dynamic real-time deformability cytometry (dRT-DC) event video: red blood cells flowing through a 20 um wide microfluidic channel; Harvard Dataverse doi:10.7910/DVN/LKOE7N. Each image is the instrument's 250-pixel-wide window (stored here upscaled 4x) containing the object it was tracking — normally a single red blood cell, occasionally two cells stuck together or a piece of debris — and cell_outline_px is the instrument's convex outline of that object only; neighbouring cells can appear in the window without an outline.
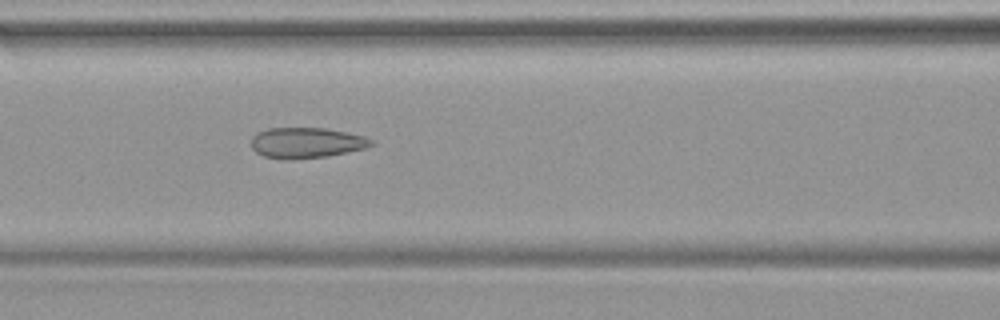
{"species": "common noctule bat (a hibernating species)", "species_latin": "Nyctalus noctula", "temperature_condition": "warm", "stored_images_in_passage": 32, "camera_frame_rate_fps": 3000, "um_per_image_px": 0.085, "animal": {"sex": "female", "body_mass_g": 19.9}, "frame": {"image": 1, "passage_image": 7, "time_ms": 2.0, "image_size_px": [1000, 320], "cell_outline_px": [[376, 144], [364, 148], [348, 152], [328, 156], [284, 160], [264, 156], [256, 152], [252, 148], [252, 136], [256, 132], [268, 128], [328, 128], [348, 132], [364, 136], [376, 140]], "centroid_in_image_um": [26.08, 12.13], "position_along_channel_um": 140.5, "area_um2": 21.68}}
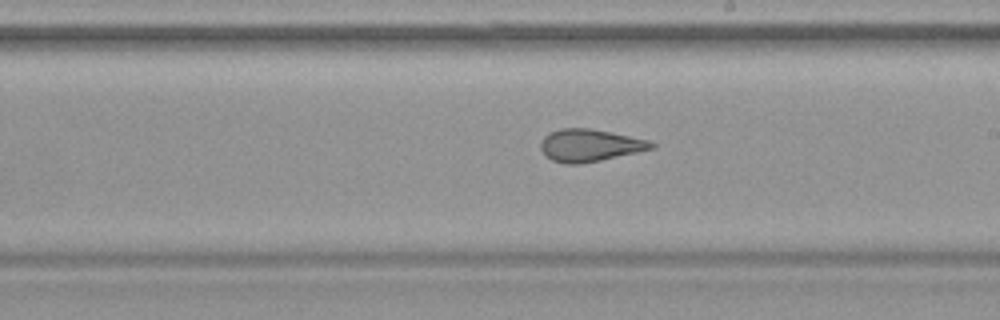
{"frame": {"image": 2, "passage_image": 14, "time_ms": 4.333, "image_size_px": [1000, 320], "cell_outline_px": [[656, 148], [600, 160], [580, 164], [564, 164], [552, 160], [544, 156], [540, 148], [540, 144], [544, 136], [548, 132], [560, 128], [588, 128], [612, 132], [648, 140], [656, 144]], "centroid_in_image_um": [50.1, 12.35], "position_along_channel_um": 238.9, "area_um2": 21.04}}
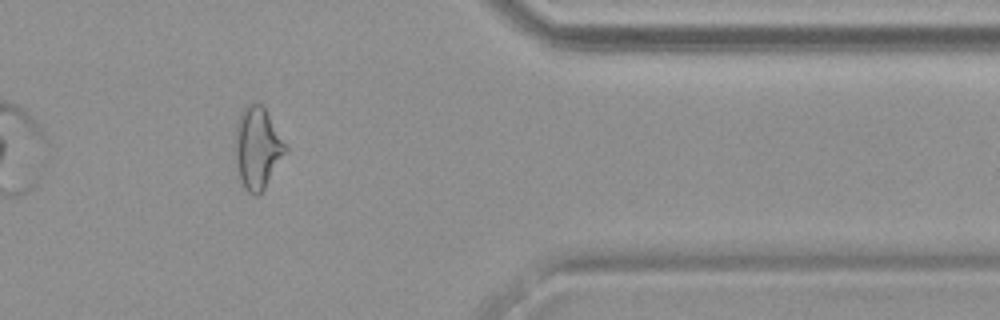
{"frame": {"image": 3, "passage_image": 26, "time_ms": 8.333, "image_size_px": [1000, 320], "cell_outline_px": [[288, 152], [264, 188], [256, 196], [248, 192], [244, 188], [240, 180], [232, 148], [236, 124], [240, 112], [248, 104], [260, 104], [264, 108], [288, 144]], "centroid_in_image_um": [21.87, 12.58], "position_along_channel_um": 389.5, "area_um2": 24.57}}